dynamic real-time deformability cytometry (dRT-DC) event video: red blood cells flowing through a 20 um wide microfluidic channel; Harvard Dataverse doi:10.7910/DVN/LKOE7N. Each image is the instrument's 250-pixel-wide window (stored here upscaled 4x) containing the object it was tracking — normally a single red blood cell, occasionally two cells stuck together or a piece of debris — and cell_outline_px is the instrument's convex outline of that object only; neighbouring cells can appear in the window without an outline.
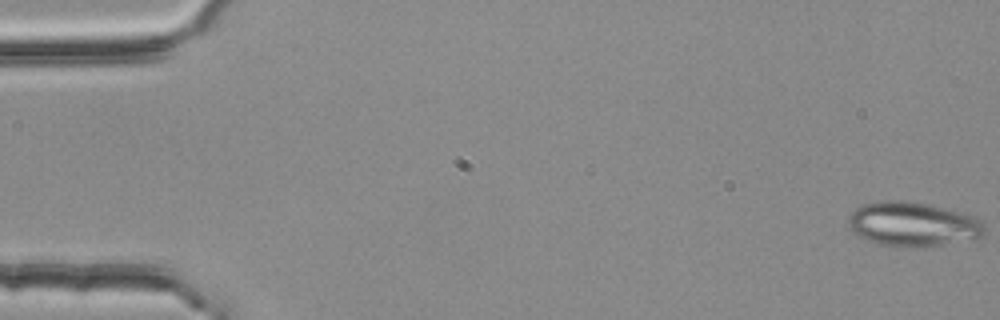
{"species": "common noctule bat (a hibernating species)", "species_latin": "Nyctalus noctula", "temperature_condition": "room temperature", "stored_images_in_passage": 23, "camera_frame_rate_fps": 3000, "um_per_image_px": 0.085, "animal": {"sex": "female", "body_mass_g": 25.1}, "frame": {"image": 1, "passage_image": 1, "time_ms": 0.0, "image_size_px": [1000, 320], "cell_outline_px": [[984, 236], [940, 244], [908, 248], [904, 248], [876, 244], [864, 240], [848, 224], [848, 216], [856, 208], [864, 204], [880, 200], [904, 200], [928, 204], [960, 212], [972, 216], [980, 220], [984, 224]], "centroid_in_image_um": [77.54, 19.05], "position_along_channel_um": 7.5, "area_um2": 35.03}}